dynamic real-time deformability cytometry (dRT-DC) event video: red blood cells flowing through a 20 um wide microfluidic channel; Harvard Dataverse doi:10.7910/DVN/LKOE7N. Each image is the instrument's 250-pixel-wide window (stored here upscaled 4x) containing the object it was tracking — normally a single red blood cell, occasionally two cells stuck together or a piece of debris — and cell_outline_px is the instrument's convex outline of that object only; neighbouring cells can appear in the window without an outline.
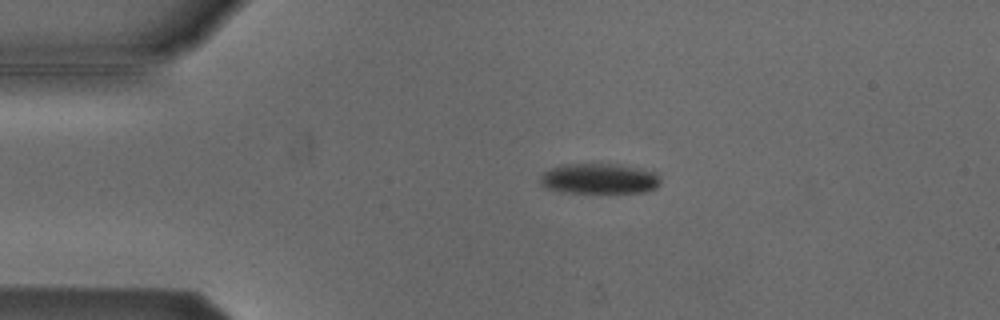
{"species": "Egyptian fruit bat (a non-hibernating species)", "species_latin": "Rousettus aegyptiacus", "temperature_condition": "cold", "stored_images_in_passage": 3, "camera_frame_rate_fps": 3000, "um_per_image_px": 0.085, "animal": {"sex": "male"}, "frame": {"image": 1, "passage_image": 2, "time_ms": 0.333, "image_size_px": [1000, 320], "cell_outline_px": [[660, 184], [656, 188], [644, 192], [564, 192], [544, 188], [540, 184], [540, 176], [544, 172], [552, 168], [564, 164], [616, 164], [656, 172], [660, 176]], "centroid_in_image_um": [50.93, 15.19], "position_along_channel_um": 34.1, "area_um2": 21.21}}